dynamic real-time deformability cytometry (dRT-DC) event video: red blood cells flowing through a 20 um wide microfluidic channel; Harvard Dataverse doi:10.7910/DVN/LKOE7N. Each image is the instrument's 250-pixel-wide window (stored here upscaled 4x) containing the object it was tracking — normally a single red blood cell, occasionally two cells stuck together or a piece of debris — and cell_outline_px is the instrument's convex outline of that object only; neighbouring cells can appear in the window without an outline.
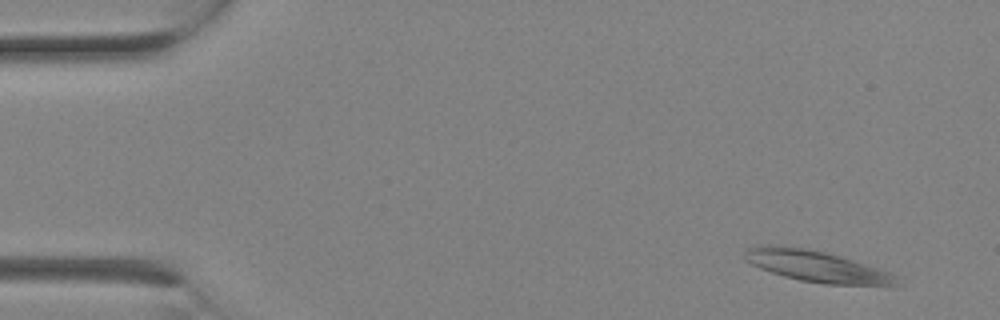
{"species": "Egyptian fruit bat (a non-hibernating species)", "species_latin": "Rousettus aegyptiacus", "temperature_condition": "room temperature", "stored_images_in_passage": 3, "camera_frame_rate_fps": 3000, "um_per_image_px": 0.085, "animal": {"sex": "female"}, "frame": {"image": 1, "passage_image": 1, "time_ms": 0.0, "image_size_px": [1000, 320], "cell_outline_px": [[900, 284], [824, 284], [800, 280], [784, 276], [760, 268], [744, 260], [744, 252], [748, 248], [764, 244], [780, 244], [808, 248], [828, 252], [900, 276]], "centroid_in_image_um": [69.33, 22.6], "position_along_channel_um": 15.7, "area_um2": 27.57}}